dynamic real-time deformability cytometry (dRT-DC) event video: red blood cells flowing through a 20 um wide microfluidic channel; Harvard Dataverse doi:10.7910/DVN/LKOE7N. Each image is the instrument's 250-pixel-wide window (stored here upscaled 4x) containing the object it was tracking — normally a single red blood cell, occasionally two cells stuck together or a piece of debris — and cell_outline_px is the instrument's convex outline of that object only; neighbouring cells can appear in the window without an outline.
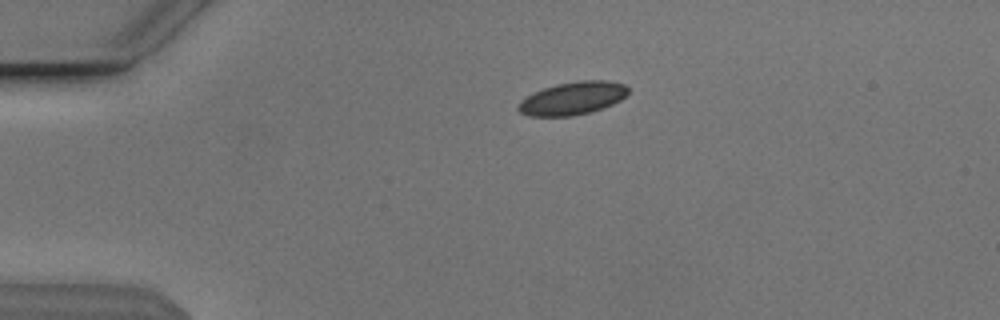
{"species": "Egyptian fruit bat (a non-hibernating species)", "species_latin": "Rousettus aegyptiacus", "temperature_condition": "cold", "stored_images_in_passage": 25, "camera_frame_rate_fps": 3000, "um_per_image_px": 0.085, "animal": {"sex": "male"}, "frame": {"image": 1, "passage_image": 1, "time_ms": 0.0, "image_size_px": [1000, 320], "cell_outline_px": [[628, 92], [620, 100], [612, 104], [588, 112], [572, 116], [528, 116], [520, 112], [516, 108], [520, 100], [532, 92], [556, 84], [580, 80], [608, 80], [624, 84], [628, 88]], "centroid_in_image_um": [48.62, 8.34], "position_along_channel_um": 36.4, "area_um2": 21.04}}
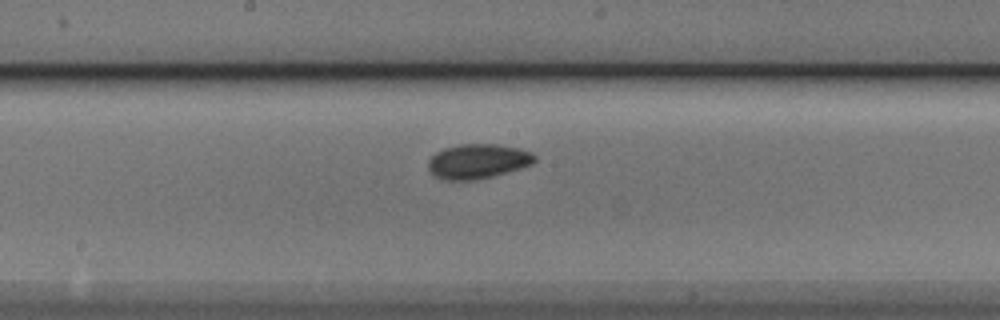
{"frame": {"image": 2, "passage_image": 18, "time_ms": 5.667, "image_size_px": [1000, 320], "cell_outline_px": [[536, 160], [532, 164], [520, 168], [492, 176], [472, 180], [444, 180], [436, 176], [428, 168], [428, 160], [436, 152], [444, 148], [460, 144], [496, 144], [520, 148], [532, 152], [536, 156]], "centroid_in_image_um": [40.62, 13.7], "position_along_channel_um": 207.6, "area_um2": 21.44}}
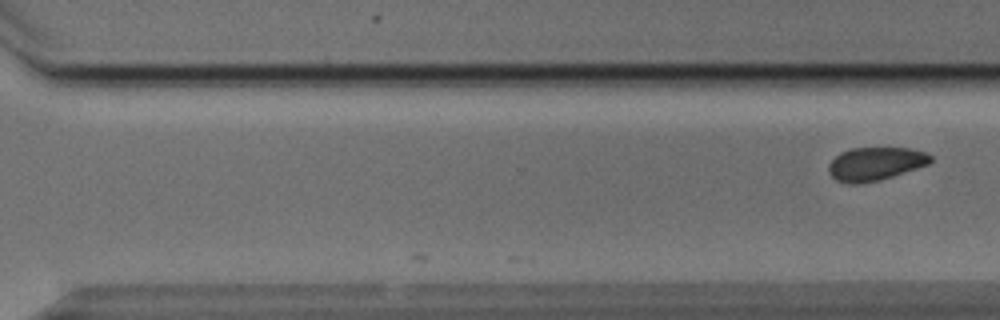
{"frame": {"image": 3, "passage_image": 25, "time_ms": 8.0, "image_size_px": [1000, 320], "cell_outline_px": [[932, 160], [928, 164], [892, 176], [876, 180], [856, 184], [848, 184], [836, 180], [832, 176], [828, 168], [828, 164], [840, 152], [852, 148], [908, 148], [924, 152], [932, 156]], "centroid_in_image_um": [74.38, 13.91], "position_along_channel_um": 296.2, "area_um2": 19.48}}